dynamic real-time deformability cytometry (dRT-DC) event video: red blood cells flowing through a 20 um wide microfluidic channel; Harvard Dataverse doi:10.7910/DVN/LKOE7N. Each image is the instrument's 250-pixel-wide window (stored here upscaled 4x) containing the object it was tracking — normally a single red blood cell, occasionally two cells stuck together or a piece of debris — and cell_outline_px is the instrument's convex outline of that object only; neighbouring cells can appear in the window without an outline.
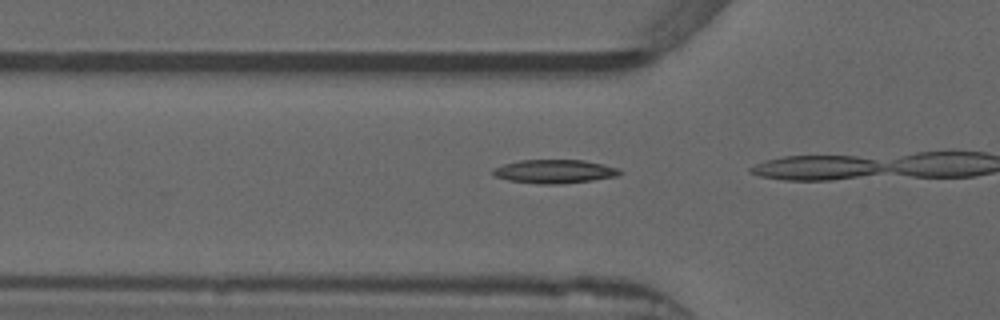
{"species": "common noctule bat (a hibernating species)", "species_latin": "Nyctalus noctula", "temperature_condition": "warm", "stored_images_in_passage": 15, "camera_frame_rate_fps": 3000, "um_per_image_px": 0.085, "animal": {"sex": "male", "forearm_length_mm": 52.5}, "frame": {"image": 1, "passage_image": 13, "time_ms": 4.0, "image_size_px": [1000, 320], "cell_outline_px": [[624, 172], [616, 176], [592, 180], [556, 184], [540, 184], [508, 180], [496, 176], [492, 172], [492, 168], [504, 164], [520, 160], [584, 160], [604, 164], [620, 168]], "centroid_in_image_um": [47.16, 14.56], "position_along_channel_um": 78.6, "area_um2": 17.46}}